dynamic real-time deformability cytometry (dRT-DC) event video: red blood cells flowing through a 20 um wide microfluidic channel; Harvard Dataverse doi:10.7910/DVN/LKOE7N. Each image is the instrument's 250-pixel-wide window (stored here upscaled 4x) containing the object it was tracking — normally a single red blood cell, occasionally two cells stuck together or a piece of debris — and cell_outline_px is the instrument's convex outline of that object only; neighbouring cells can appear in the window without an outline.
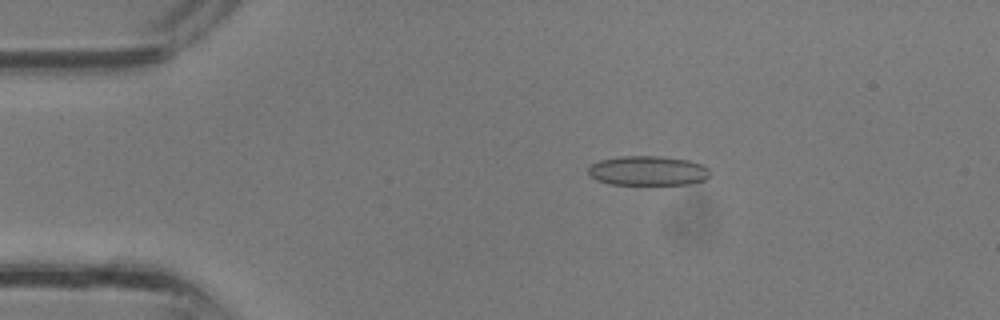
{"species": "common noctule bat (a hibernating species)", "species_latin": "Nyctalus noctula", "temperature_condition": "room temperature", "stored_images_in_passage": 33, "camera_frame_rate_fps": 3000, "um_per_image_px": 0.085, "animal": {"sex": "male", "body_mass_g": 13.3}, "frame": {"image": 1, "passage_image": 4, "time_ms": 1.0, "image_size_px": [1000, 320], "cell_outline_px": [[708, 176], [704, 180], [688, 184], [608, 184], [596, 180], [588, 172], [588, 168], [592, 164], [600, 160], [620, 156], [660, 156], [688, 160], [704, 164], [708, 168]], "centroid_in_image_um": [55.07, 14.51], "position_along_channel_um": 29.9, "area_um2": 20.92}}
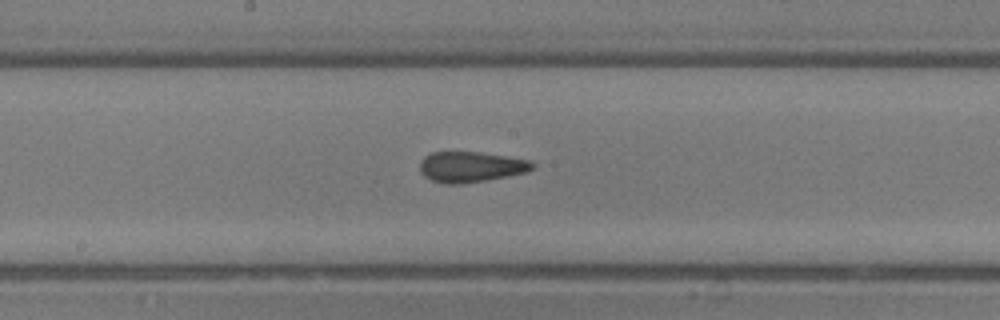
{"frame": {"image": 2, "passage_image": 16, "time_ms": 5.0, "image_size_px": [1000, 320], "cell_outline_px": [[536, 164], [528, 172], [508, 176], [460, 184], [444, 184], [432, 180], [424, 176], [420, 172], [420, 160], [424, 156], [432, 152], [480, 152], [528, 160]], "centroid_in_image_um": [39.99, 14.18], "position_along_channel_um": 208.2, "area_um2": 20.0}}
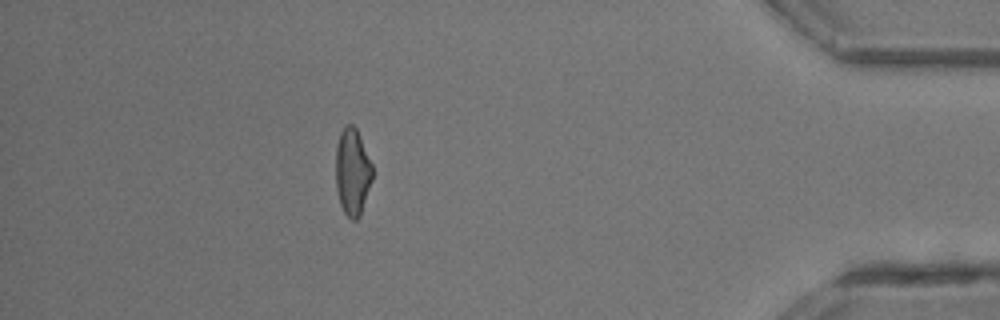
{"frame": {"image": 3, "passage_image": 29, "time_ms": 9.333, "image_size_px": [1000, 320], "cell_outline_px": [[372, 180], [360, 216], [356, 220], [352, 220], [344, 212], [340, 204], [336, 188], [336, 144], [340, 132], [344, 124], [352, 124], [356, 128], [372, 164]], "centroid_in_image_um": [29.94, 14.59], "position_along_channel_um": 405.3, "area_um2": 18.61}}